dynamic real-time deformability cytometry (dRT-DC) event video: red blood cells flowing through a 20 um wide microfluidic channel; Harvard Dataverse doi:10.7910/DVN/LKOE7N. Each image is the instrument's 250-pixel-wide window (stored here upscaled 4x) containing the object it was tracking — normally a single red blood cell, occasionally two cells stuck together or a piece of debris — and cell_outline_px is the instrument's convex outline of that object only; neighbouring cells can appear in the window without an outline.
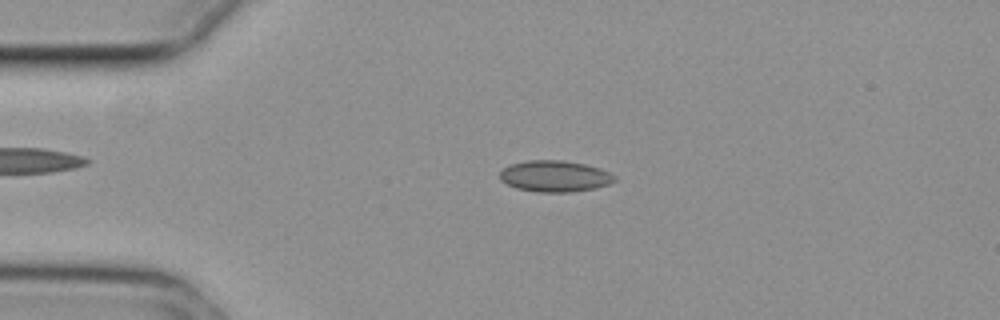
{"species": "common noctule bat (a hibernating species)", "species_latin": "Nyctalus noctula", "temperature_condition": "cold", "stored_images_in_passage": 45, "camera_frame_rate_fps": 3000, "um_per_image_px": 0.085, "animal": {"sex": "female", "body_mass_g": 29.2, "forearm_length_mm": 56.3}, "frame": {"image": 1, "passage_image": 3, "time_ms": 0.667, "image_size_px": [1000, 320], "cell_outline_px": [[616, 180], [608, 184], [592, 188], [572, 192], [536, 192], [516, 188], [500, 180], [500, 172], [504, 168], [512, 164], [528, 160], [564, 160], [584, 164], [600, 168], [616, 176]], "centroid_in_image_um": [47.15, 14.97], "position_along_channel_um": 37.9, "area_um2": 20.81}}
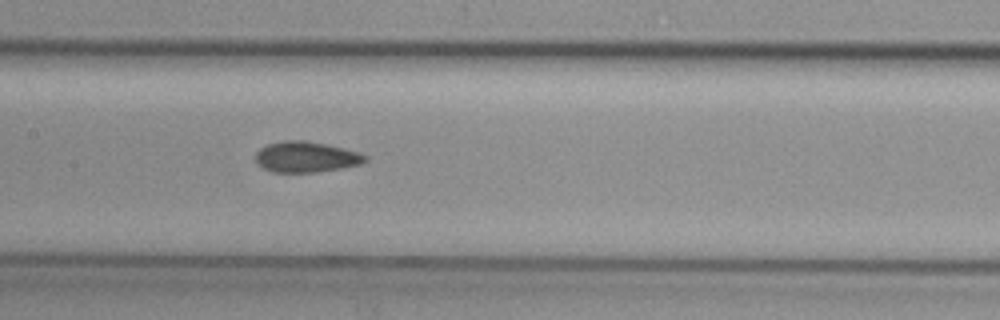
{"frame": {"image": 2, "passage_image": 17, "time_ms": 5.333, "image_size_px": [1000, 320], "cell_outline_px": [[368, 160], [360, 164], [340, 168], [316, 172], [272, 172], [264, 168], [256, 160], [256, 152], [260, 148], [268, 144], [284, 140], [304, 140], [344, 148], [360, 152], [368, 156]], "centroid_in_image_um": [26.04, 13.33], "position_along_channel_um": 181.4, "area_um2": 19.54}}
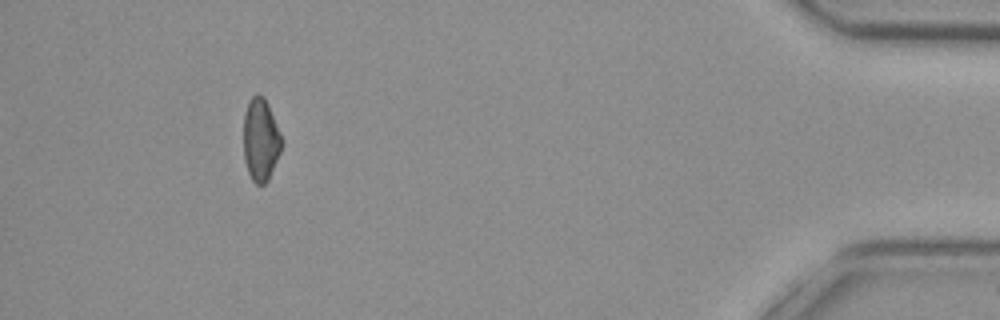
{"frame": {"image": 3, "passage_image": 41, "time_ms": 13.333, "image_size_px": [1000, 320], "cell_outline_px": [[280, 152], [268, 180], [264, 184], [256, 184], [252, 180], [248, 172], [244, 160], [244, 116], [248, 100], [256, 92], [264, 96], [268, 104], [280, 132]], "centroid_in_image_um": [22.13, 11.85], "position_along_channel_um": 413.1, "area_um2": 18.21}, "authors_computed_cell_mechanics": {"area_um2": 19.363, "velocity_mm_per_s": 3.7392, "shape_relaxation_time_tau1_ms": null, "shape_relaxation_time_tau2_ms": 3.0779, "deformation_change_tau1": null, "deformation_change_tau2": 0.073}}